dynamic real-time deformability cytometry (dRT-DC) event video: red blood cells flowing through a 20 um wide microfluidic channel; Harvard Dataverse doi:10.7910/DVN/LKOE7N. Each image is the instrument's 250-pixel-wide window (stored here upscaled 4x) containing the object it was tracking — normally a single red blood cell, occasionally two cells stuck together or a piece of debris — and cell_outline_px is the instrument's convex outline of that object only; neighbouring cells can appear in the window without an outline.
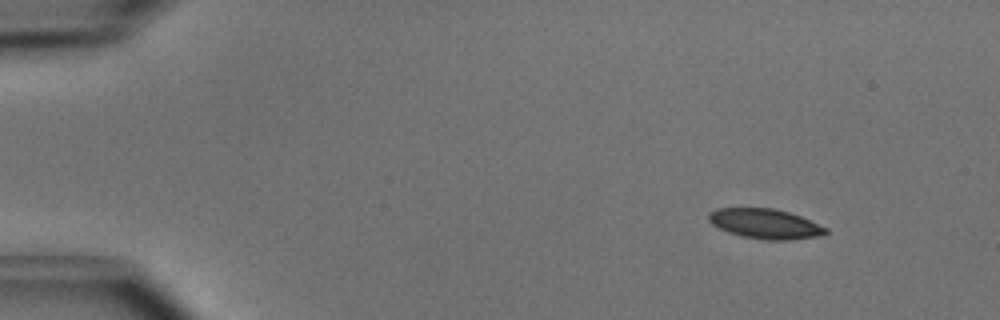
{"species": "common noctule bat (a hibernating species)", "species_latin": "Nyctalus noctula", "temperature_condition": "cold", "stored_images_in_passage": 3, "camera_frame_rate_fps": 3000, "um_per_image_px": 0.085, "animal": {"sex": "male", "body_mass_g": 15.6}, "frame": {"image": 1, "passage_image": 1, "time_ms": 0.0, "image_size_px": [1000, 320], "cell_outline_px": [[828, 232], [820, 236], [792, 240], [764, 240], [740, 236], [728, 232], [712, 224], [708, 220], [708, 212], [716, 208], [772, 208], [788, 212], [800, 216], [828, 228]], "centroid_in_image_um": [65.03, 19.03], "position_along_channel_um": 20.0, "area_um2": 20.52}}
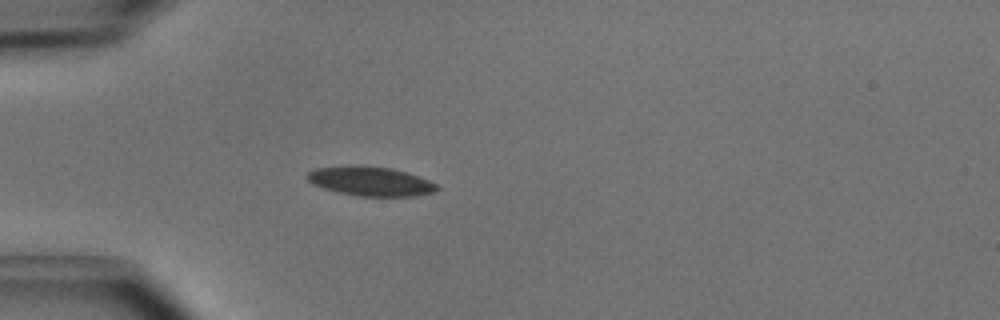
{"frame": {"image": 2, "passage_image": 3, "time_ms": 0.667, "image_size_px": [1000, 320], "cell_outline_px": [[440, 188], [436, 192], [416, 196], [360, 196], [340, 192], [324, 188], [312, 184], [304, 176], [308, 172], [316, 168], [348, 164], [360, 164], [392, 168], [428, 180], [436, 184]], "centroid_in_image_um": [31.46, 15.38], "position_along_channel_um": 53.5, "area_um2": 22.37}}